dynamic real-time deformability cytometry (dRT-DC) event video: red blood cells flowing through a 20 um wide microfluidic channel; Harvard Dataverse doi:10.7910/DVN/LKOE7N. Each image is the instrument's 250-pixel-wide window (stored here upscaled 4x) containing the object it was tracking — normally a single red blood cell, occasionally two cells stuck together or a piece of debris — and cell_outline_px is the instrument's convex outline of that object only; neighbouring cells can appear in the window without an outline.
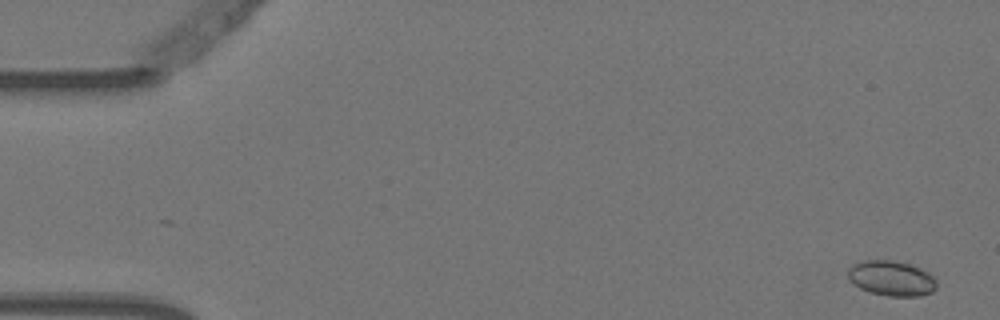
{"species": "Egyptian fruit bat (a non-hibernating species)", "species_latin": "Rousettus aegyptiacus", "temperature_condition": "warm", "stored_images_in_passage": 5, "camera_frame_rate_fps": 3000, "um_per_image_px": 0.085, "animal": {"sex": "female"}, "frame": {"image": 1, "passage_image": 1, "time_ms": 0.0, "image_size_px": [1000, 320], "cell_outline_px": [[936, 288], [932, 292], [920, 296], [888, 296], [872, 292], [860, 288], [848, 276], [848, 268], [852, 264], [864, 260], [892, 260], [908, 264], [920, 268], [928, 272], [936, 280]], "centroid_in_image_um": [75.79, 23.65], "position_along_channel_um": 9.2, "area_um2": 17.98}}
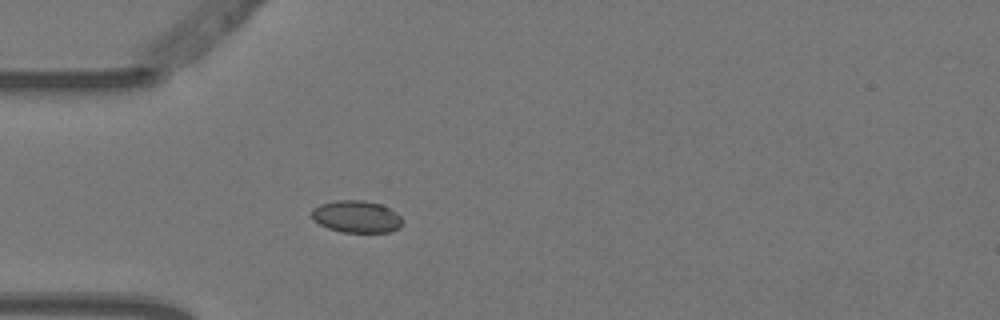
{"frame": {"image": 2, "passage_image": 5, "time_ms": 1.333, "image_size_px": [1000, 320], "cell_outline_px": [[404, 220], [392, 232], [340, 232], [328, 228], [312, 220], [312, 208], [320, 204], [336, 200], [364, 200], [380, 204], [396, 212]], "centroid_in_image_um": [30.28, 18.41], "position_along_channel_um": 54.7, "area_um2": 16.99}}